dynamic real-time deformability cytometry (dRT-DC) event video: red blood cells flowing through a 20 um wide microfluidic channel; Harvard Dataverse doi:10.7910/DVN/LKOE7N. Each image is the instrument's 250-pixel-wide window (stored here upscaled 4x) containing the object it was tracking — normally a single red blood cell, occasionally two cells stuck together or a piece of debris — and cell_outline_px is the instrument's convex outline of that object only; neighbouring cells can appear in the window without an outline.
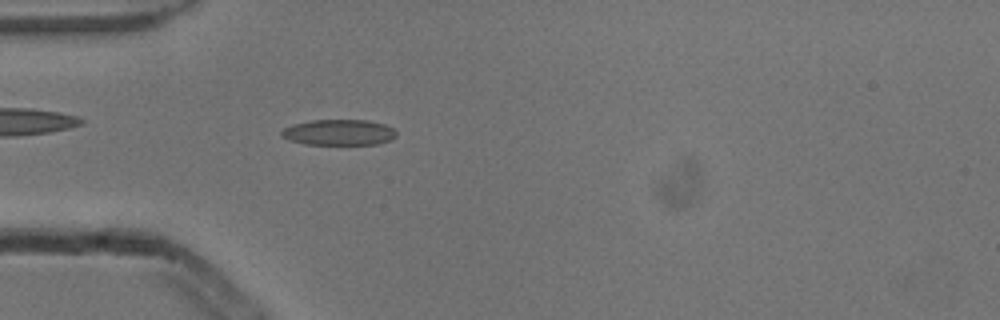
{"species": "common noctule bat (a hibernating species)", "species_latin": "Nyctalus noctula", "temperature_condition": "cold", "stored_images_in_passage": 41, "camera_frame_rate_fps": 3000, "um_per_image_px": 0.085, "animal": {"sex": "male", "body_mass_g": 13.3}, "frame": {"image": 1, "passage_image": 4, "time_ms": 1.0, "image_size_px": [1000, 320], "cell_outline_px": [[396, 136], [392, 140], [376, 144], [304, 144], [288, 140], [280, 136], [280, 132], [284, 128], [292, 124], [312, 120], [368, 120], [384, 124], [392, 128], [396, 132]], "centroid_in_image_um": [28.78, 11.25], "position_along_channel_um": 56.2, "area_um2": 17.34}}
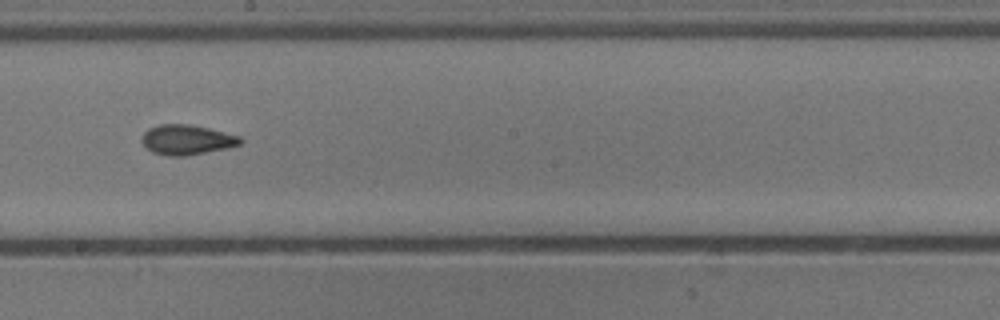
{"frame": {"image": 2, "passage_image": 18, "time_ms": 5.667, "image_size_px": [1000, 320], "cell_outline_px": [[244, 140], [240, 144], [224, 148], [184, 156], [168, 156], [152, 152], [140, 140], [144, 132], [148, 128], [160, 124], [188, 124], [208, 128], [240, 136]], "centroid_in_image_um": [15.85, 11.87], "position_along_channel_um": 232.4, "area_um2": 16.99}}
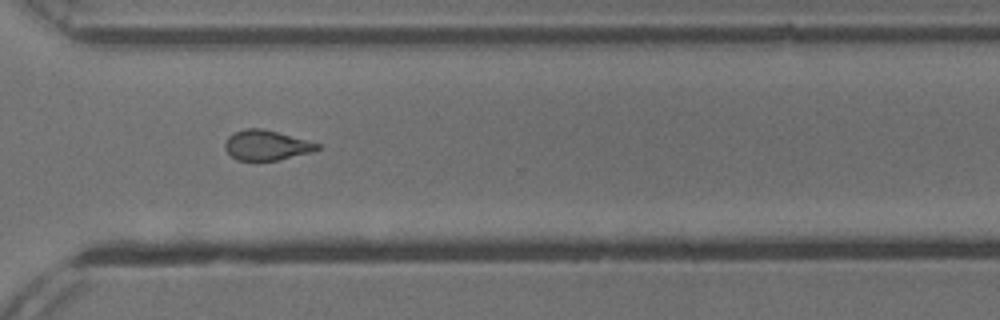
{"frame": {"image": 3, "passage_image": 27, "time_ms": 8.667, "image_size_px": [1000, 320], "cell_outline_px": [[320, 148], [312, 152], [276, 160], [236, 160], [224, 148], [224, 144], [228, 136], [244, 128], [260, 128], [276, 132], [320, 144]], "centroid_in_image_um": [22.61, 12.35], "position_along_channel_um": 348.0, "area_um2": 15.84}, "authors_computed_cell_mechanics": {"area_um2": 16.5886, "velocity_mm_per_s": 3.8713, "shape_relaxation_time_tau1_ms": 9.1726, "shape_relaxation_time_tau2_ms": 2.349, "deformation_change_tau1": 0.2097, "deformation_change_tau2": 0.0909}}